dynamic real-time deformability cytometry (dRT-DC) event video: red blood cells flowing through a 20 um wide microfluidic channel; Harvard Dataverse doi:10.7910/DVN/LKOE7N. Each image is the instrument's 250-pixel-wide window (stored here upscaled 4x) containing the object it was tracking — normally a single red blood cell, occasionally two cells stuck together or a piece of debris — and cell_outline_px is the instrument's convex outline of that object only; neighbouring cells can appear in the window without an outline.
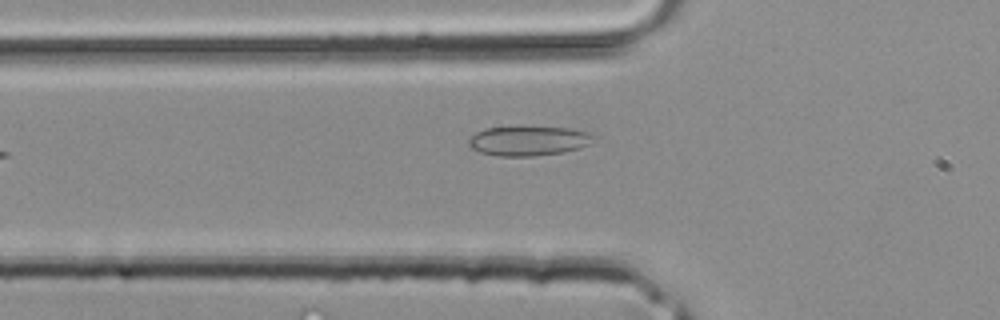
{"species": "common noctule bat (a hibernating species)", "species_latin": "Nyctalus noctula", "temperature_condition": "room temperature", "stored_images_in_passage": 26, "camera_frame_rate_fps": 3000, "um_per_image_px": 0.085, "animal": {"sex": "male", "body_mass_g": 20.4}, "frame": {"image": 1, "passage_image": 3, "time_ms": 0.667, "image_size_px": [1000, 320], "cell_outline_px": [[596, 136], [588, 144], [580, 148], [564, 152], [536, 156], [496, 156], [480, 152], [472, 148], [468, 144], [468, 140], [476, 132], [484, 128], [520, 124], [568, 128], [588, 132]], "centroid_in_image_um": [44.89, 11.93], "position_along_channel_um": 80.9, "area_um2": 22.43}}
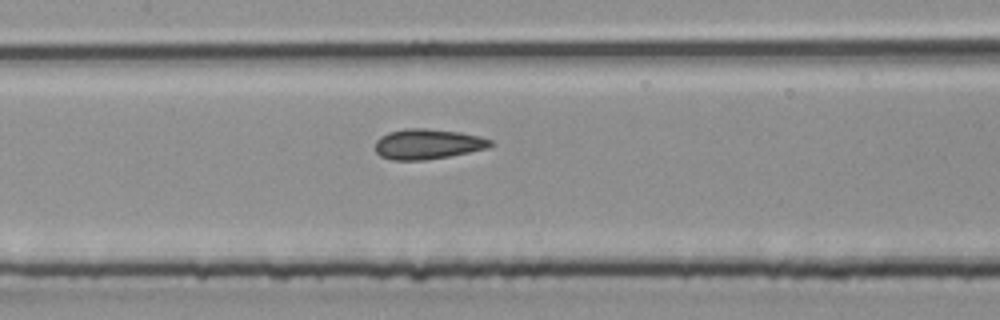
{"frame": {"image": 2, "passage_image": 8, "time_ms": 2.333, "image_size_px": [1000, 320], "cell_outline_px": [[496, 144], [484, 148], [468, 152], [448, 156], [424, 160], [392, 160], [380, 156], [376, 152], [376, 140], [380, 136], [388, 132], [404, 128], [424, 128], [460, 132], [480, 136], [492, 140]], "centroid_in_image_um": [36.33, 12.23], "position_along_channel_um": 171.1, "area_um2": 20.29}}
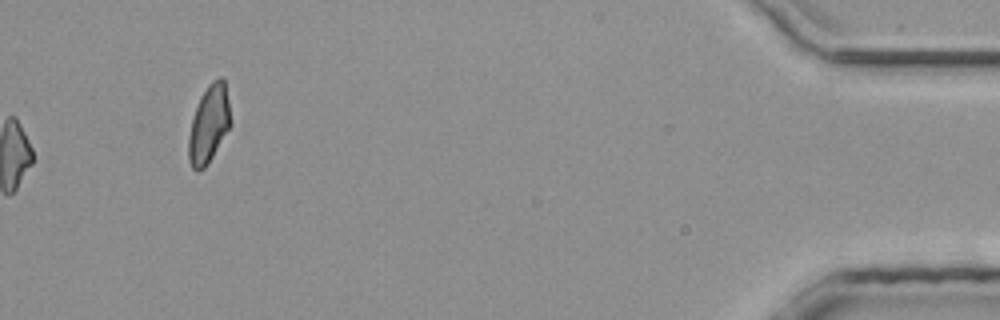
{"frame": {"image": 3, "passage_image": 26, "time_ms": 8.333, "image_size_px": [1000, 320], "cell_outline_px": [[232, 124], [208, 164], [204, 168], [196, 172], [192, 168], [188, 160], [188, 136], [192, 116], [200, 96], [208, 84], [212, 80], [220, 76], [224, 80], [228, 100]], "centroid_in_image_um": [17.74, 10.56], "position_along_channel_um": 417.5, "area_um2": 19.31}}